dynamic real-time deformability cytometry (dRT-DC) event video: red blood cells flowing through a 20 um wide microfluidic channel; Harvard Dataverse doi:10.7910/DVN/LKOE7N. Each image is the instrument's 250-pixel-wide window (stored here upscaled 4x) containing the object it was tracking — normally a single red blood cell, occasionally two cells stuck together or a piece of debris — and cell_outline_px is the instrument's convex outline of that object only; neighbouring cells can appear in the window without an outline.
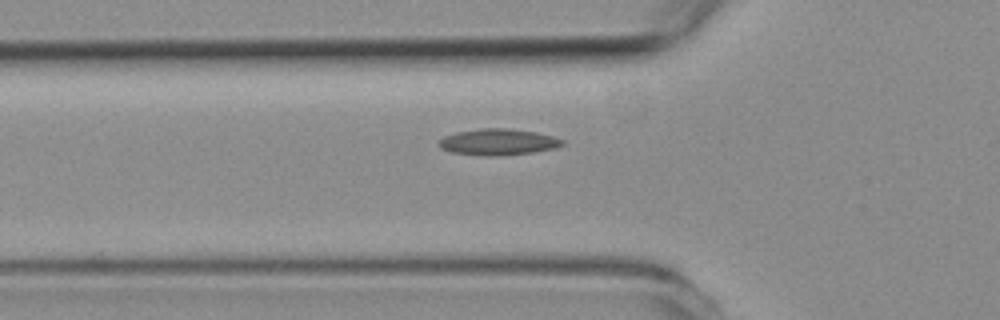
{"species": "common noctule bat (a hibernating species)", "species_latin": "Nyctalus noctula", "temperature_condition": "room temperature", "stored_images_in_passage": 4, "camera_frame_rate_fps": 3000, "um_per_image_px": 0.085, "animal": {"sex": "female", "body_mass_g": 19.3, "forearm_length_mm": 54.1}, "frame": {"image": 1, "passage_image": 4, "time_ms": 3.333, "image_size_px": [1000, 320], "cell_outline_px": [[564, 144], [556, 148], [532, 152], [500, 156], [484, 156], [452, 152], [440, 148], [436, 144], [436, 140], [444, 136], [456, 132], [480, 128], [508, 128], [536, 132], [552, 136], [564, 140]], "centroid_in_image_um": [42.29, 12.07], "position_along_channel_um": 83.5, "area_um2": 19.13}}